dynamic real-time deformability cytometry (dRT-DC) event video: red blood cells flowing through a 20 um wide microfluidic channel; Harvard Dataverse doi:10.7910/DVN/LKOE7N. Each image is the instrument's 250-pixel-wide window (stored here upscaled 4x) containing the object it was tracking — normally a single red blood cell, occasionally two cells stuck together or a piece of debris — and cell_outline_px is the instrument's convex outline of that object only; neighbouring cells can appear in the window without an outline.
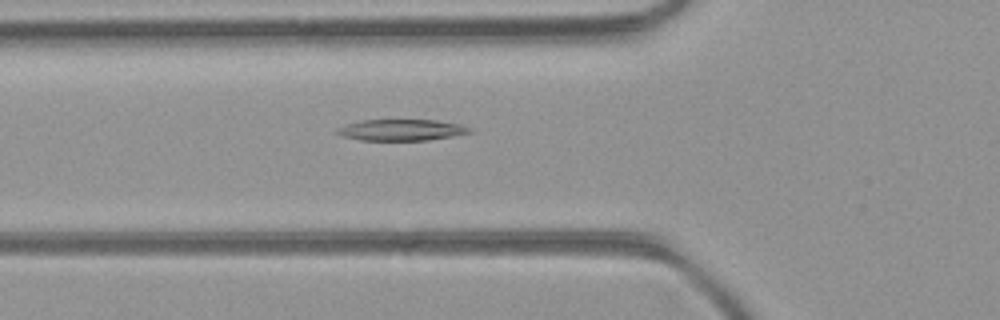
{"species": "common noctule bat (a hibernating species)", "species_latin": "Nyctalus noctula", "temperature_condition": "room temperature", "stored_images_in_passage": 43, "camera_frame_rate_fps": 3000, "um_per_image_px": 0.085, "animal": {"sex": "female", "body_mass_g": 21.9}, "frame": {"image": 1, "passage_image": 12, "time_ms": 3.667, "image_size_px": [1000, 320], "cell_outline_px": [[476, 132], [428, 140], [360, 140], [344, 136], [336, 132], [336, 128], [360, 120], [436, 120], [460, 124], [472, 128]], "centroid_in_image_um": [34.18, 11.04], "position_along_channel_um": 91.6, "area_um2": 16.42}}
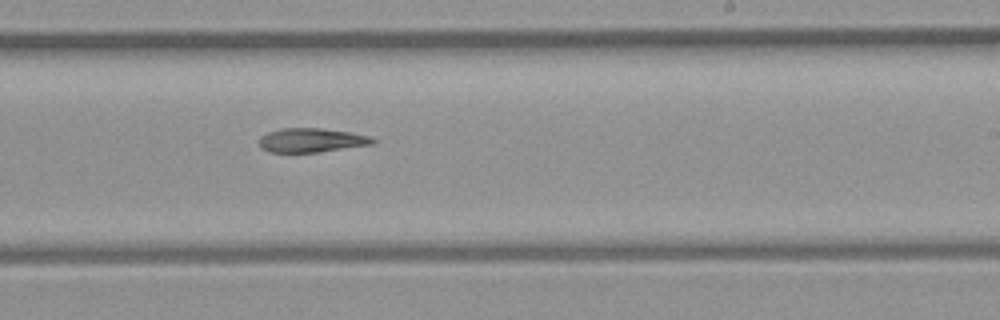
{"frame": {"image": 2, "passage_image": 24, "time_ms": 7.667, "image_size_px": [1000, 320], "cell_outline_px": [[376, 140], [372, 144], [316, 152], [272, 152], [260, 148], [260, 136], [268, 132], [284, 128], [320, 128], [352, 132], [368, 136]], "centroid_in_image_um": [26.45, 11.91], "position_along_channel_um": 262.5, "area_um2": 15.72}}
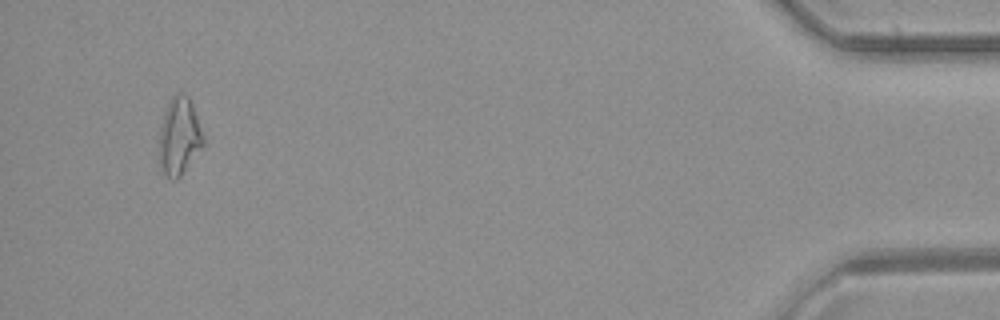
{"frame": {"image": 3, "passage_image": 41, "time_ms": 13.333, "image_size_px": [1000, 320], "cell_outline_px": [[204, 144], [180, 176], [176, 180], [172, 180], [164, 172], [160, 164], [160, 128], [164, 112], [172, 96], [176, 92], [180, 92], [188, 96], [192, 104], [204, 136]], "centroid_in_image_um": [15.24, 11.56], "position_along_channel_um": 420.0, "area_um2": 19.54}}